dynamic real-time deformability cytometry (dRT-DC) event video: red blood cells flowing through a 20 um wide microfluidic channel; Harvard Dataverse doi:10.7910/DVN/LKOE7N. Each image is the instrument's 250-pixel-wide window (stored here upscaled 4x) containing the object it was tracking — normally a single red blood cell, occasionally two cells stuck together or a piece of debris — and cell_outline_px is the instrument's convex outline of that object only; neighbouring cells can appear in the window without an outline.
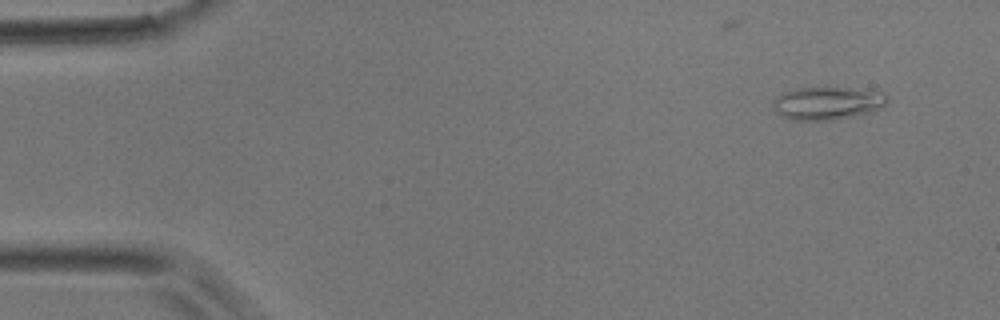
{"species": "common noctule bat (a hibernating species)", "species_latin": "Nyctalus noctula", "temperature_condition": "room temperature", "stored_images_in_passage": 3, "camera_frame_rate_fps": 3000, "um_per_image_px": 0.085, "animal": {"sex": "male", "body_mass_g": 17.9}, "frame": {"image": 1, "passage_image": 1, "time_ms": 0.0, "image_size_px": [1000, 320], "cell_outline_px": [[888, 100], [884, 104], [872, 112], [832, 120], [792, 120], [776, 112], [772, 104], [772, 100], [780, 92], [796, 88], [848, 88], [884, 92], [888, 96]], "centroid_in_image_um": [70.29, 8.76], "position_along_channel_um": 14.7, "area_um2": 21.91}}